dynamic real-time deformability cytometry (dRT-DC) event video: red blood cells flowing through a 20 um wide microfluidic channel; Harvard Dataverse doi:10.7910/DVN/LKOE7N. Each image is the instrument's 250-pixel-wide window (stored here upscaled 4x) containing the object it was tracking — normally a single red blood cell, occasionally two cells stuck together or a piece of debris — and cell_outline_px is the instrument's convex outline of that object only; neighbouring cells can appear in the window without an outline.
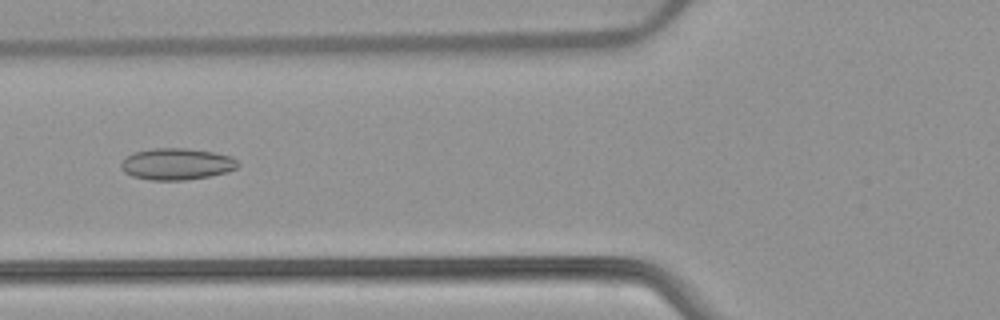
{"species": "common noctule bat (a hibernating species)", "species_latin": "Nyctalus noctula", "temperature_condition": "warm", "stored_images_in_passage": 53, "camera_frame_rate_fps": 3000, "um_per_image_px": 0.085, "animal": {"sex": "female", "body_mass_g": 22.7, "forearm_length_mm": 54.2}, "frame": {"image": 1, "passage_image": 21, "time_ms": 6.667, "image_size_px": [1000, 320], "cell_outline_px": [[240, 164], [236, 168], [228, 172], [208, 176], [184, 180], [148, 180], [132, 176], [124, 172], [120, 168], [120, 164], [124, 156], [136, 152], [152, 148], [188, 148], [212, 152], [232, 156]], "centroid_in_image_um": [14.99, 13.94], "position_along_channel_um": 110.8, "area_um2": 21.68}}
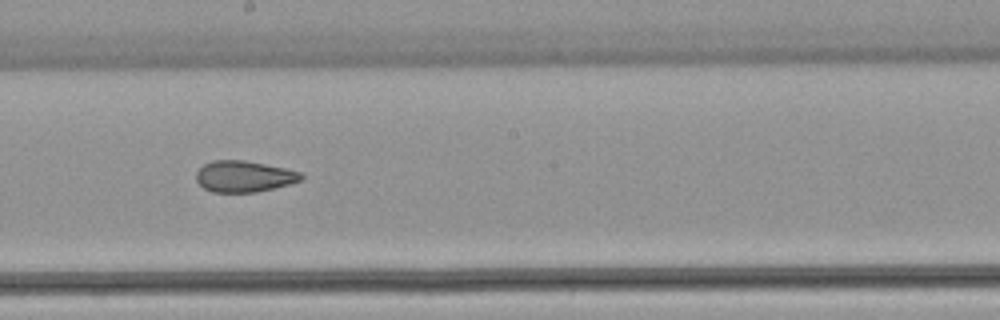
{"frame": {"image": 2, "passage_image": 30, "time_ms": 9.667, "image_size_px": [1000, 320], "cell_outline_px": [[304, 176], [300, 180], [288, 184], [256, 192], [212, 192], [204, 188], [196, 180], [196, 172], [204, 164], [212, 160], [244, 160], [284, 168], [300, 172]], "centroid_in_image_um": [20.7, 14.99], "position_along_channel_um": 227.5, "area_um2": 18.9}}
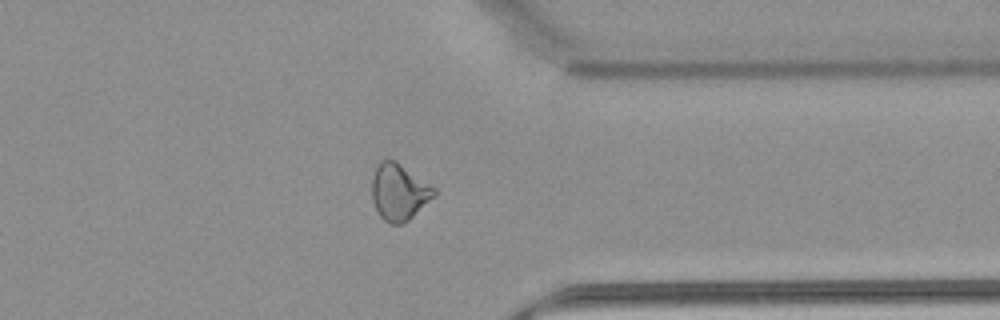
{"frame": {"image": 3, "passage_image": 42, "time_ms": 13.667, "image_size_px": [1000, 320], "cell_outline_px": [[436, 196], [408, 220], [400, 224], [392, 224], [384, 220], [380, 216], [372, 200], [372, 176], [376, 164], [380, 160], [396, 160], [436, 188]], "centroid_in_image_um": [33.92, 16.3], "position_along_channel_um": 377.5, "area_um2": 20.63}, "authors_computed_cell_mechanics": {"area_um2": 22.3686, "velocity_mm_per_s": 3.888, "shape_relaxation_time_tau1_ms": null, "shape_relaxation_time_tau2_ms": 2.573, "deformation_change_tau1": null, "deformation_change_tau2": 0.0972}}